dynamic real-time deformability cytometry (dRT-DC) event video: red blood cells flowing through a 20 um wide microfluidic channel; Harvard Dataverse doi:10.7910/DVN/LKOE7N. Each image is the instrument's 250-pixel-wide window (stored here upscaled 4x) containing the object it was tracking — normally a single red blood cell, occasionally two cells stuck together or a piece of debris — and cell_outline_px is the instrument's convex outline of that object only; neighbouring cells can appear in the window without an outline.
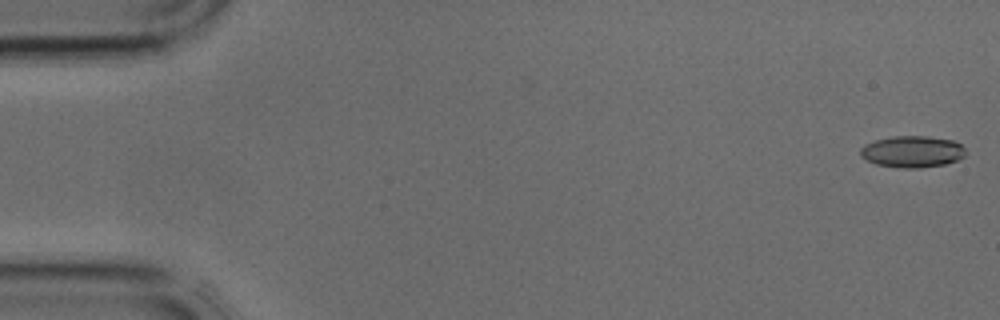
{"species": "common noctule bat (a hibernating species)", "species_latin": "Nyctalus noctula", "temperature_condition": "cold", "stored_images_in_passage": 4, "camera_frame_rate_fps": 3000, "um_per_image_px": 0.085, "animal": {"sex": "male", "body_mass_g": 17.9, "forearm_length_mm": 54.2}, "frame": {"image": 1, "passage_image": 1, "time_ms": 0.0, "image_size_px": [1000, 320], "cell_outline_px": [[964, 156], [956, 160], [944, 164], [920, 168], [900, 168], [876, 164], [860, 156], [860, 148], [864, 144], [876, 140], [892, 136], [928, 136], [952, 140], [960, 144], [964, 148]], "centroid_in_image_um": [77.51, 12.88], "position_along_channel_um": 7.5, "area_um2": 19.31}}